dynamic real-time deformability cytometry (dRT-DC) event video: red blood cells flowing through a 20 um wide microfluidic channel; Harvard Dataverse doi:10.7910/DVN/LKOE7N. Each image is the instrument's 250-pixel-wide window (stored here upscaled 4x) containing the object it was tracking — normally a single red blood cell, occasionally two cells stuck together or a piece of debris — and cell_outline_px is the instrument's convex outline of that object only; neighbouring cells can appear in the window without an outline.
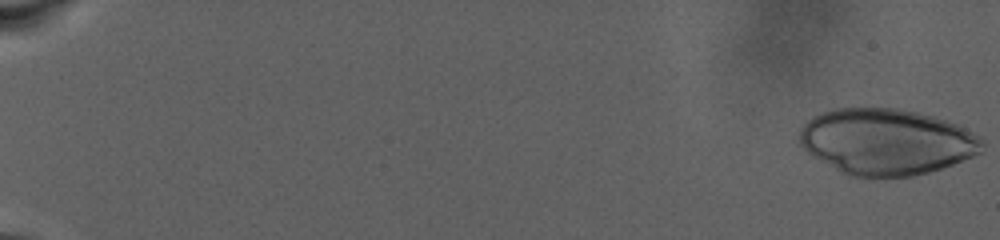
{"species": "human", "species_latin": "Homo sapiens", "temperature_condition": "warm", "stored_images_in_passage": 86, "camera_frame_rate_fps": 3000, "um_per_image_px": 0.085, "donor": {"sex": "male"}, "frame": {"image": 1, "passage_image": 1, "time_ms": 0.0, "image_size_px": [1000, 240], "cell_outline_px": [[984, 144], [980, 152], [972, 156], [952, 164], [928, 172], [912, 176], [848, 176], [840, 172], [812, 156], [800, 144], [800, 128], [808, 120], [824, 112], [836, 108], [896, 108], [916, 112], [932, 116], [956, 124], [980, 136], [984, 140]], "centroid_in_image_um": [75.34, 12.04], "position_along_channel_um": 9.7, "area_um2": 69.82}}